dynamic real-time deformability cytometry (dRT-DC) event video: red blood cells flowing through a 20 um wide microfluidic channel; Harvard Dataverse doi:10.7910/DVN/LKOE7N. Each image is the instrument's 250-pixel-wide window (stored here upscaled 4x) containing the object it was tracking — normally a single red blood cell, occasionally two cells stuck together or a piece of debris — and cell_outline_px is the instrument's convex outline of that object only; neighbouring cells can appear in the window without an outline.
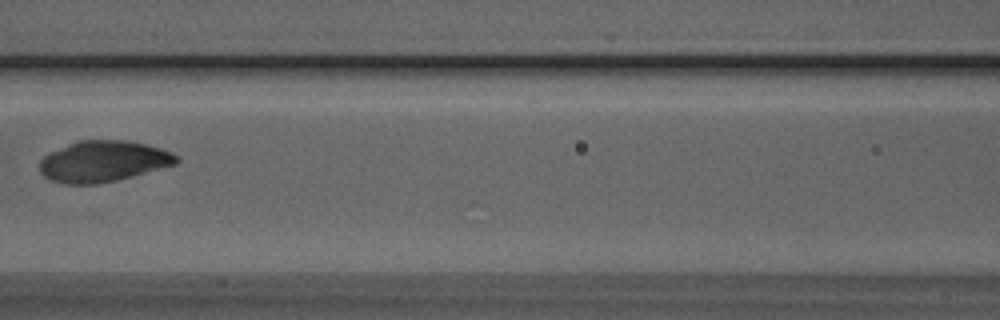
{"species": "Egyptian fruit bat (a non-hibernating species)", "species_latin": "Rousettus aegyptiacus", "temperature_condition": "room temperature", "stored_images_in_passage": 6, "camera_frame_rate_fps": 3000, "um_per_image_px": 0.085, "animal": {"sex": "male"}, "frame": {"image": 1, "passage_image": 6, "time_ms": 1.667, "image_size_px": [1000, 320], "cell_outline_px": [[180, 160], [176, 164], [116, 180], [96, 184], [64, 184], [48, 180], [40, 172], [40, 160], [44, 156], [76, 140], [128, 140], [148, 144], [172, 152], [180, 156]], "centroid_in_image_um": [8.79, 13.71], "position_along_channel_um": 157.8, "area_um2": 32.83}}